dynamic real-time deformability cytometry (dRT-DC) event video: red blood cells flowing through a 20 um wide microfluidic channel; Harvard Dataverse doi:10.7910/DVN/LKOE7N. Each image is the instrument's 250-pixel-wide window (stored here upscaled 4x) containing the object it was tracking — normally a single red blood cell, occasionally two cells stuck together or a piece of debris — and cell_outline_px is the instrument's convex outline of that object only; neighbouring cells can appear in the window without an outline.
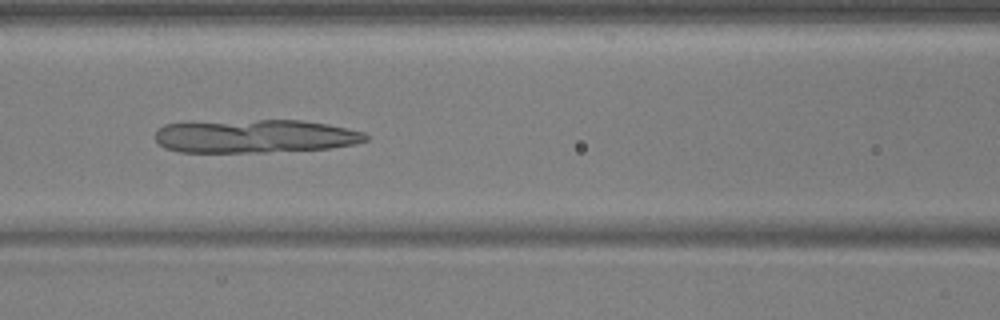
{"species": "common noctule bat (a hibernating species)", "species_latin": "Nyctalus noctula", "temperature_condition": "warm", "stored_images_in_passage": 53, "camera_frame_rate_fps": 3000, "um_per_image_px": 0.085, "animal": {"sex": "male", "body_mass_g": 17.9, "forearm_length_mm": 54.2}, "frame": {"image": 1, "passage_image": 23, "time_ms": 7.333, "image_size_px": [1000, 320], "cell_outline_px": [[368, 140], [352, 144], [328, 148], [264, 152], [180, 152], [164, 148], [156, 140], [156, 132], [164, 124], [256, 120], [300, 120], [328, 124], [364, 132], [368, 136]], "centroid_in_image_um": [21.69, 11.58], "position_along_channel_um": 144.9, "area_um2": 40.52}}
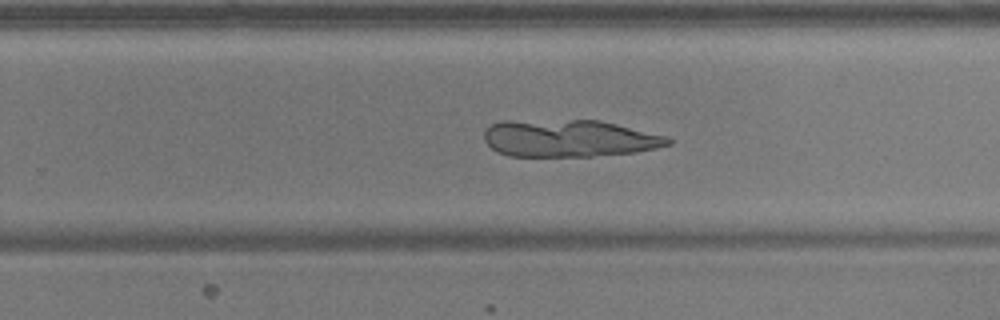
{"frame": {"image": 2, "passage_image": 34, "time_ms": 11.0, "image_size_px": [1000, 320], "cell_outline_px": [[672, 144], [656, 148], [636, 152], [592, 156], [508, 156], [496, 152], [484, 140], [484, 132], [492, 124], [500, 120], [600, 120], [668, 136], [672, 140]], "centroid_in_image_um": [48.37, 11.75], "position_along_channel_um": 281.4, "area_um2": 40.17}}
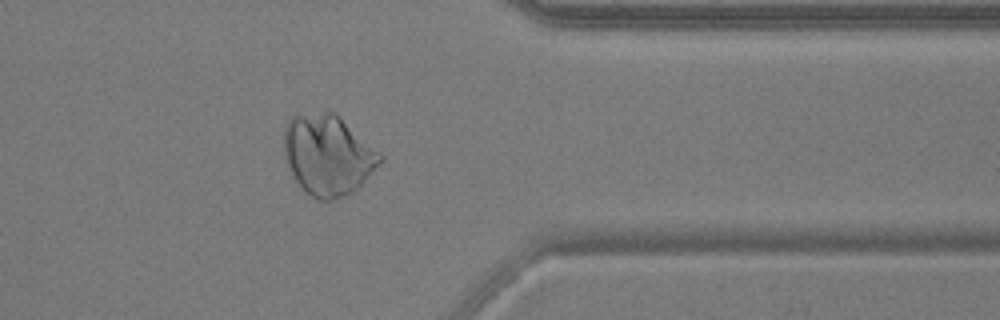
{"frame": {"image": 3, "passage_image": 43, "time_ms": 14.0, "image_size_px": [1000, 320], "cell_outline_px": [[384, 160], [352, 192], [344, 196], [332, 200], [320, 200], [304, 192], [288, 168], [284, 156], [284, 128], [288, 120], [292, 116], [324, 112], [336, 112], [380, 152], [384, 156]], "centroid_in_image_um": [27.87, 13.17], "position_along_channel_um": 383.5, "area_um2": 45.08}}